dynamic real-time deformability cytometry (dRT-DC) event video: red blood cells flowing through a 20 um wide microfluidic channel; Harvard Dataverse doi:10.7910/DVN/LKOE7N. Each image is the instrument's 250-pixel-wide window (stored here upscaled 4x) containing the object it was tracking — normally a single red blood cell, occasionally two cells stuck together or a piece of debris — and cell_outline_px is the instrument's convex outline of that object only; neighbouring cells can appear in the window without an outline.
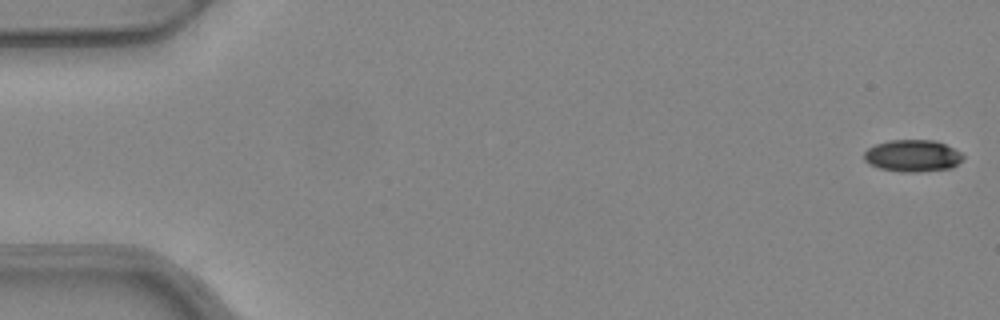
{"species": "common noctule bat (a hibernating species)", "species_latin": "Nyctalus noctula", "temperature_condition": "warm", "stored_images_in_passage": 52, "camera_frame_rate_fps": 3000, "um_per_image_px": 0.085, "animal": {"sex": "female", "body_mass_g": 24.6, "forearm_length_mm": 56.2}, "frame": {"image": 1, "passage_image": 1, "time_ms": 0.0, "image_size_px": [1000, 320], "cell_outline_px": [[964, 156], [952, 168], [916, 172], [900, 172], [880, 168], [868, 164], [864, 160], [864, 152], [868, 148], [876, 144], [888, 140], [932, 140], [944, 144], [960, 152]], "centroid_in_image_um": [77.53, 13.24], "position_along_channel_um": 7.5, "area_um2": 18.32}}
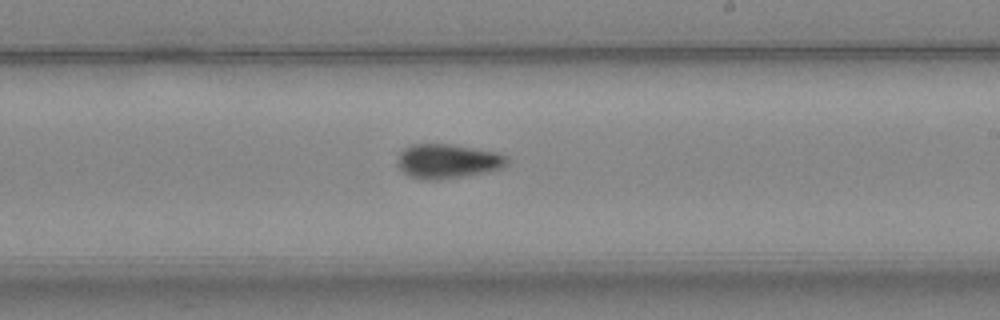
{"frame": {"image": 2, "passage_image": 31, "time_ms": 10.0, "image_size_px": [1000, 320], "cell_outline_px": [[508, 164], [500, 168], [484, 172], [464, 176], [436, 180], [424, 180], [408, 176], [396, 164], [396, 160], [400, 152], [404, 148], [412, 144], [448, 144], [476, 148], [496, 152], [508, 156]], "centroid_in_image_um": [38.02, 13.7], "position_along_channel_um": 251.0, "area_um2": 22.02}}
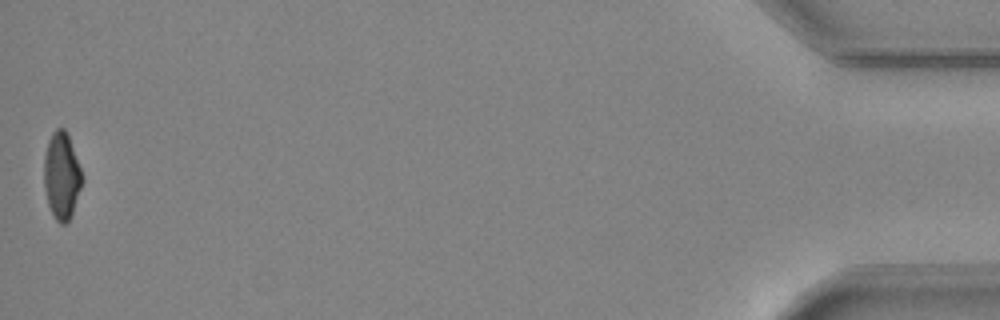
{"frame": {"image": 3, "passage_image": 52, "time_ms": 17.0, "image_size_px": [1000, 320], "cell_outline_px": [[84, 180], [72, 216], [64, 224], [60, 224], [56, 220], [48, 204], [44, 188], [44, 156], [48, 140], [52, 132], [56, 128], [64, 128], [68, 132], [84, 176]], "centroid_in_image_um": [5.27, 14.92], "position_along_channel_um": 429.9, "area_um2": 19.77}, "authors_computed_cell_mechanics": {"area_um2": 20.5768, "velocity_mm_per_s": 3.9715, "shape_relaxation_time_tau1_ms": 11.0014, "shape_relaxation_time_tau2_ms": 7.501, "deformation_change_tau1": 0.2301, "deformation_change_tau2": 0.1373}}